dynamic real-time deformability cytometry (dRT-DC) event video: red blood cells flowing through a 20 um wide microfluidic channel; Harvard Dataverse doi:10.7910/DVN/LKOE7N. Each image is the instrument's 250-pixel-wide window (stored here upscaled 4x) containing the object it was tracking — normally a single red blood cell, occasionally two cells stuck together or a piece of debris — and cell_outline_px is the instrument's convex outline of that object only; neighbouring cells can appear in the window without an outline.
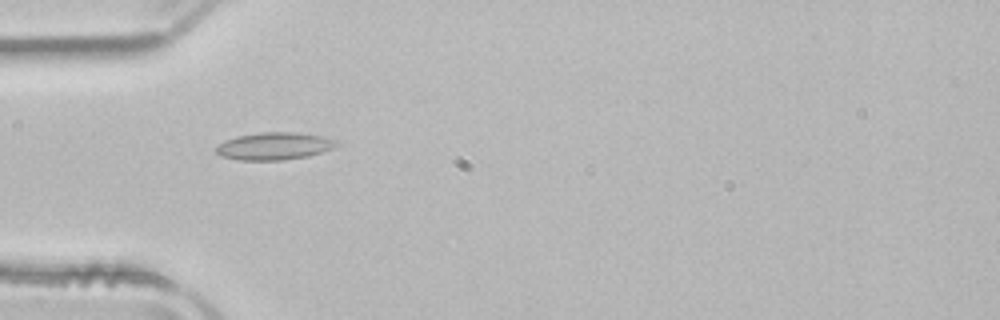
{"species": "common noctule bat (a hibernating species)", "species_latin": "Nyctalus noctula", "temperature_condition": "room temperature", "stored_images_in_passage": 48, "camera_frame_rate_fps": 3000, "um_per_image_px": 0.085, "animal": {"sex": "male", "body_mass_g": 21.5, "forearm_length_mm": 52.0}, "frame": {"image": 1, "passage_image": 13, "time_ms": 4.0, "image_size_px": [1000, 320], "cell_outline_px": [[340, 144], [332, 148], [308, 156], [284, 160], [240, 160], [220, 156], [212, 148], [224, 140], [236, 136], [260, 132], [296, 132], [324, 136], [336, 140]], "centroid_in_image_um": [23.27, 12.41], "position_along_channel_um": 61.7, "area_um2": 19.48}}
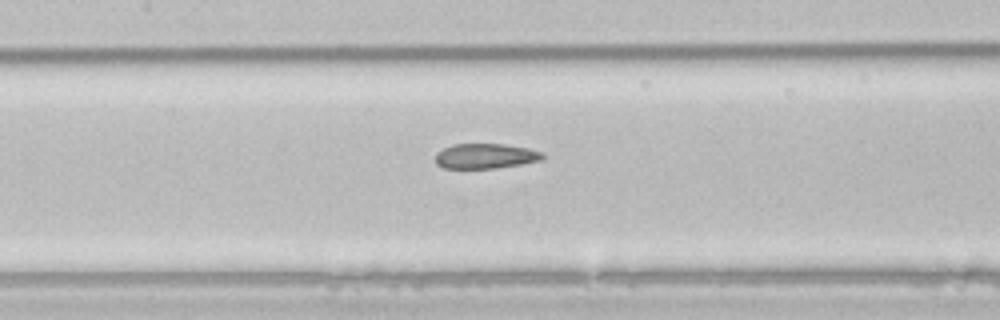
{"frame": {"image": 2, "passage_image": 21, "time_ms": 6.667, "image_size_px": [1000, 320], "cell_outline_px": [[544, 160], [496, 168], [444, 168], [436, 164], [436, 152], [452, 144], [504, 144], [528, 148], [544, 152]], "centroid_in_image_um": [41.29, 13.26], "position_along_channel_um": 166.1, "area_um2": 15.72}}
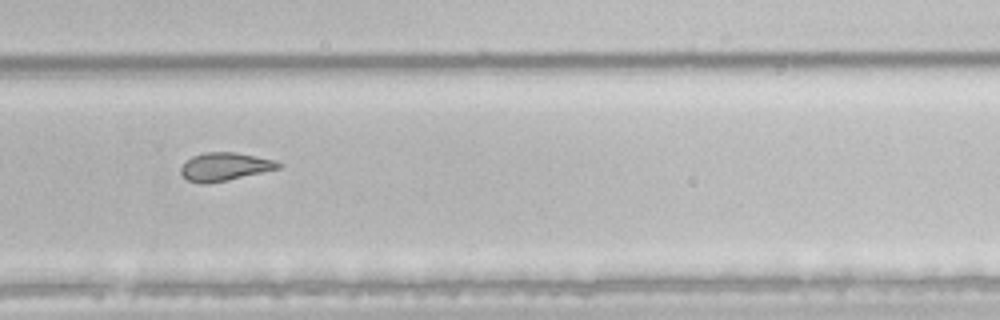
{"frame": {"image": 3, "passage_image": 32, "time_ms": 10.333, "image_size_px": [1000, 320], "cell_outline_px": [[284, 164], [280, 168], [228, 180], [208, 184], [200, 184], [188, 180], [180, 172], [180, 168], [192, 156], [204, 152], [236, 152], [276, 160]], "centroid_in_image_um": [19.13, 14.17], "position_along_channel_um": 310.7, "area_um2": 16.07}, "authors_computed_cell_mechanics": {"area_um2": 18.0047, "velocity_mm_per_s": 3.9591, "shape_relaxation_time_tau1_ms": null, "shape_relaxation_time_tau2_ms": 2.5851, "deformation_change_tau1": null, "deformation_change_tau2": 0.089}}